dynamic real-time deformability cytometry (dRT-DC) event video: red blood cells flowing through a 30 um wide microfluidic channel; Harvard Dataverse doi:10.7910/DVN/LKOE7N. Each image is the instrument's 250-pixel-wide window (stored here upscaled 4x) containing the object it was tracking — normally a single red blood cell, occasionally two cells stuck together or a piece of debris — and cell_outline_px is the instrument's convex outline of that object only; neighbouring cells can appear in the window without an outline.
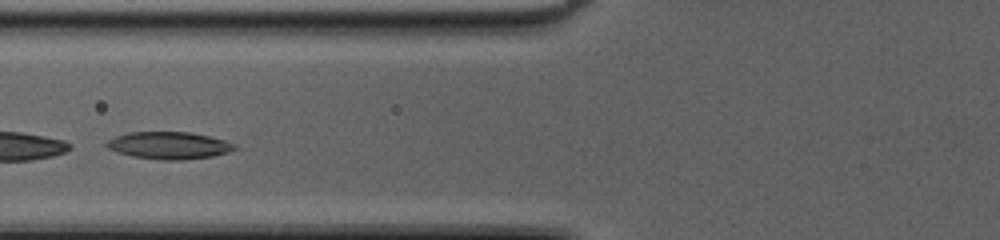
{"species": "common noctule bat (a hibernating species)", "species_latin": "Nyctalus noctula", "temperature_condition": "cold", "stored_images_in_passage": 39, "segment_of_instrument_passage": [2, 2], "camera_frame_rate_fps": 3000, "um_per_image_px": 0.085, "animal": {"sex": "female", "body_mass_g": 20.0, "forearm_length_mm": 54.0}, "frame": {"image": 1, "passage_image": 11, "time_ms": 3.333, "image_size_px": [1000, 240], "cell_outline_px": [[236, 148], [228, 152], [212, 156], [180, 160], [160, 160], [132, 156], [108, 148], [104, 144], [108, 140], [116, 136], [128, 132], [188, 132], [208, 136], [224, 140], [236, 144]], "centroid_in_image_um": [14.35, 12.36], "position_along_channel_um": 111.4, "area_um2": 20.11}}
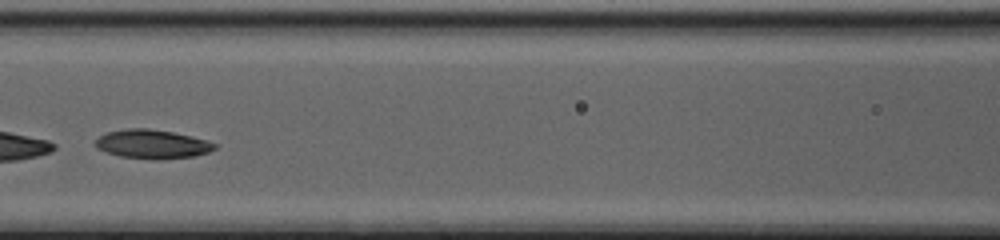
{"frame": {"image": 2, "passage_image": 14, "time_ms": 4.333, "image_size_px": [1000, 240], "cell_outline_px": [[220, 144], [216, 148], [208, 152], [196, 156], [120, 156], [96, 148], [92, 144], [100, 136], [108, 132], [128, 128], [148, 128], [172, 132], [192, 136], [208, 140]], "centroid_in_image_um": [12.96, 12.19], "position_along_channel_um": 153.6, "area_um2": 19.19}}
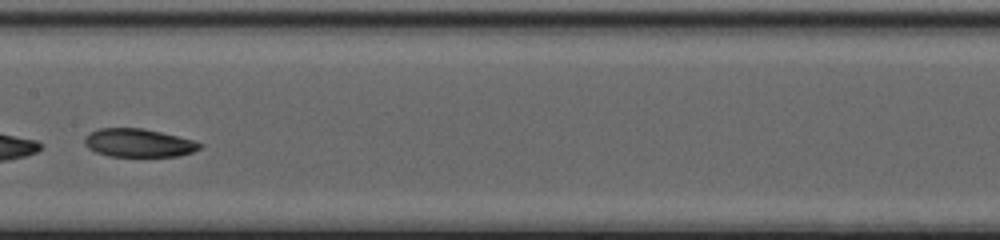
{"frame": {"image": 3, "passage_image": 17, "time_ms": 5.333, "image_size_px": [1000, 240], "cell_outline_px": [[204, 144], [200, 148], [192, 152], [180, 156], [108, 156], [96, 152], [88, 148], [84, 144], [84, 140], [88, 132], [100, 128], [140, 128], [160, 132], [196, 140]], "centroid_in_image_um": [11.78, 12.14], "position_along_channel_um": 195.6, "area_um2": 19.07}}